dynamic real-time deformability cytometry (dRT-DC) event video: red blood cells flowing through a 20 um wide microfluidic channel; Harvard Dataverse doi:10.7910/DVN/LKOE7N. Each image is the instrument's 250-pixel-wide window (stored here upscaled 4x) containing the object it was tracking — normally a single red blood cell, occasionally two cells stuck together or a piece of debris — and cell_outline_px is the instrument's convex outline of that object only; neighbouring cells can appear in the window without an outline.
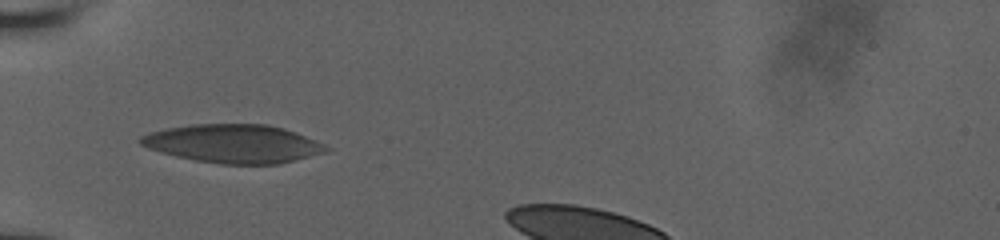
{"species": "human", "species_latin": "Homo sapiens", "temperature_condition": "room temperature", "stored_images_in_passage": 15, "camera_frame_rate_fps": 3000, "um_per_image_px": 0.085, "donor": {"sex": "male"}, "frame": {"image": 1, "passage_image": 1, "time_ms": 0.0, "image_size_px": [1000, 240], "cell_outline_px": [[332, 148], [328, 152], [280, 164], [220, 164], [196, 160], [176, 156], [160, 152], [148, 148], [140, 144], [136, 140], [140, 136], [148, 132], [168, 128], [192, 124], [268, 124], [284, 128], [296, 132], [316, 140]], "centroid_in_image_um": [19.86, 12.21], "position_along_channel_um": 65.1, "area_um2": 41.91}}
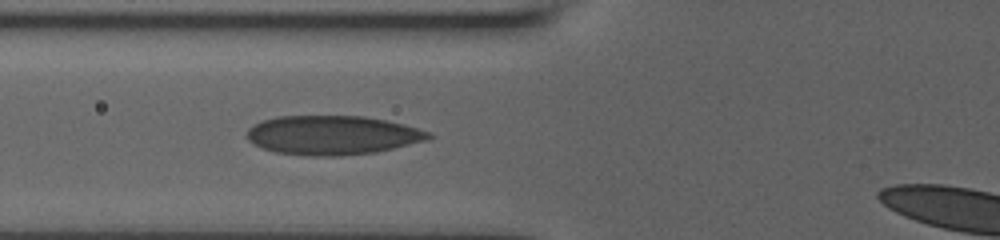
{"frame": {"image": 2, "passage_image": 6, "time_ms": 1.0, "image_size_px": [1000, 240], "cell_outline_px": [[436, 136], [424, 140], [376, 152], [340, 156], [308, 156], [276, 152], [252, 144], [244, 136], [248, 128], [252, 124], [276, 116], [364, 116], [404, 124], [428, 132]], "centroid_in_image_um": [28.18, 11.49], "position_along_channel_um": 97.6, "area_um2": 41.44}}
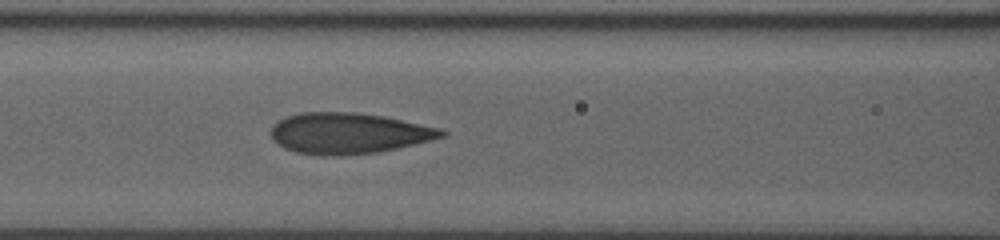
{"frame": {"image": 3, "passage_image": 12, "time_ms": 2.0, "image_size_px": [1000, 240], "cell_outline_px": [[448, 136], [396, 148], [376, 152], [332, 156], [324, 156], [296, 152], [284, 148], [272, 140], [272, 124], [288, 116], [300, 112], [356, 112], [384, 116], [440, 128], [448, 132]], "centroid_in_image_um": [29.63, 11.32], "position_along_channel_um": 137.0, "area_um2": 40.63}}